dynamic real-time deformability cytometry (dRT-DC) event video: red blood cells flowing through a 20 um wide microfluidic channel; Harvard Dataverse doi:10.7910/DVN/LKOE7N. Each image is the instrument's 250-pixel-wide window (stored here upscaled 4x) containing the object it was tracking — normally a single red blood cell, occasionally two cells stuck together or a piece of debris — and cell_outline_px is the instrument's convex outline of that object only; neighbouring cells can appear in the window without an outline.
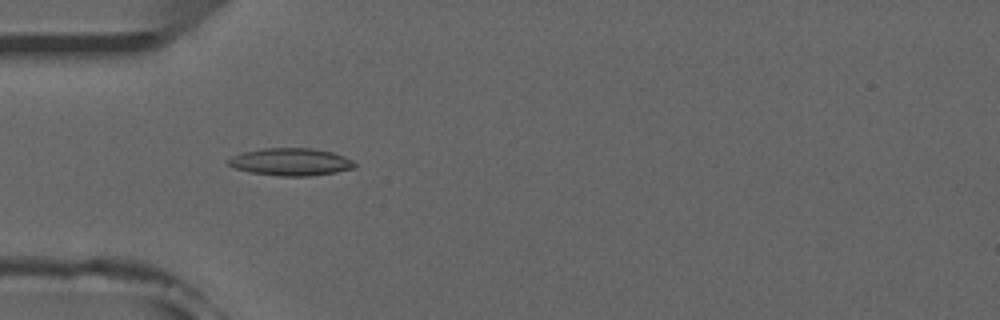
{"species": "common noctule bat (a hibernating species)", "species_latin": "Nyctalus noctula", "temperature_condition": "room temperature", "stored_images_in_passage": 42, "camera_frame_rate_fps": 3000, "um_per_image_px": 0.085, "animal": {"sex": "male", "forearm_length_mm": 52.5}, "frame": {"image": 1, "passage_image": 16, "time_ms": 5.0, "image_size_px": [1000, 320], "cell_outline_px": [[356, 168], [336, 172], [308, 176], [280, 176], [248, 172], [236, 168], [228, 164], [224, 160], [232, 156], [244, 152], [264, 148], [312, 148], [332, 152], [344, 156], [352, 160], [356, 164]], "centroid_in_image_um": [24.71, 13.76], "position_along_channel_um": 60.3, "area_um2": 20.29}}
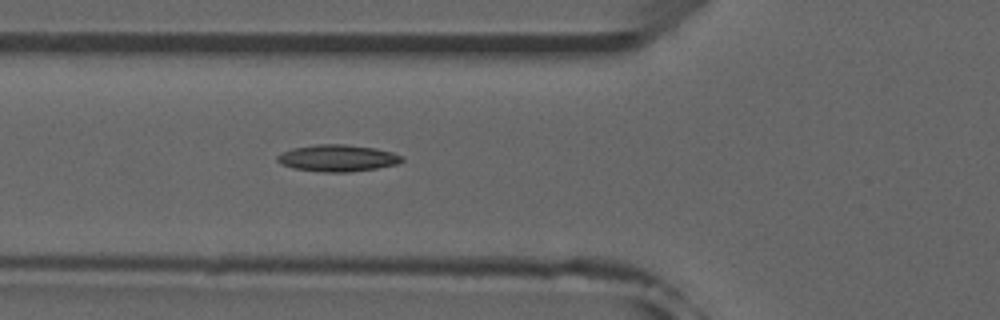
{"frame": {"image": 2, "passage_image": 19, "time_ms": 6.0, "image_size_px": [1000, 320], "cell_outline_px": [[404, 160], [396, 164], [376, 168], [348, 172], [320, 172], [292, 168], [280, 164], [276, 160], [276, 156], [292, 148], [316, 144], [344, 144], [376, 148], [392, 152], [404, 156]], "centroid_in_image_um": [28.68, 13.44], "position_along_channel_um": 97.1, "area_um2": 19.54}}
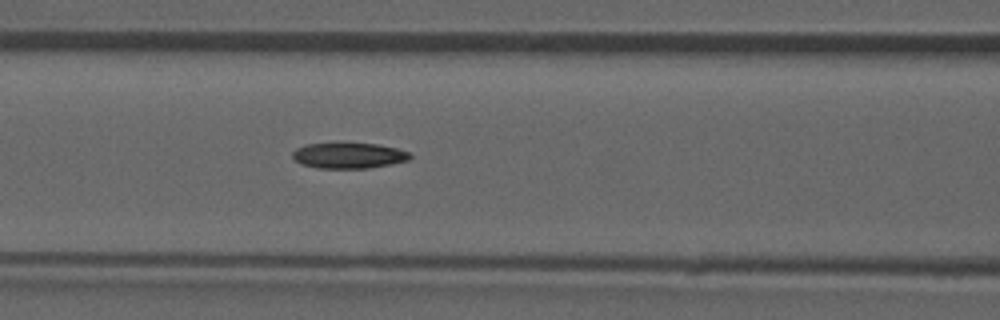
{"frame": {"image": 3, "passage_image": 22, "time_ms": 7.0, "image_size_px": [1000, 320], "cell_outline_px": [[412, 156], [408, 160], [368, 168], [316, 168], [300, 164], [292, 156], [292, 152], [296, 148], [304, 144], [376, 144], [396, 148], [408, 152]], "centroid_in_image_um": [29.59, 13.23], "position_along_channel_um": 137.0, "area_um2": 17.28}, "authors_computed_cell_mechanics": {"area_um2": 18.496, "velocity_mm_per_s": 3.9427, "shape_relaxation_time_tau1_ms": 11.2473, "shape_relaxation_time_tau2_ms": 5.237, "deformation_change_tau1": 0.2572, "deformation_change_tau2": 0.1312}}